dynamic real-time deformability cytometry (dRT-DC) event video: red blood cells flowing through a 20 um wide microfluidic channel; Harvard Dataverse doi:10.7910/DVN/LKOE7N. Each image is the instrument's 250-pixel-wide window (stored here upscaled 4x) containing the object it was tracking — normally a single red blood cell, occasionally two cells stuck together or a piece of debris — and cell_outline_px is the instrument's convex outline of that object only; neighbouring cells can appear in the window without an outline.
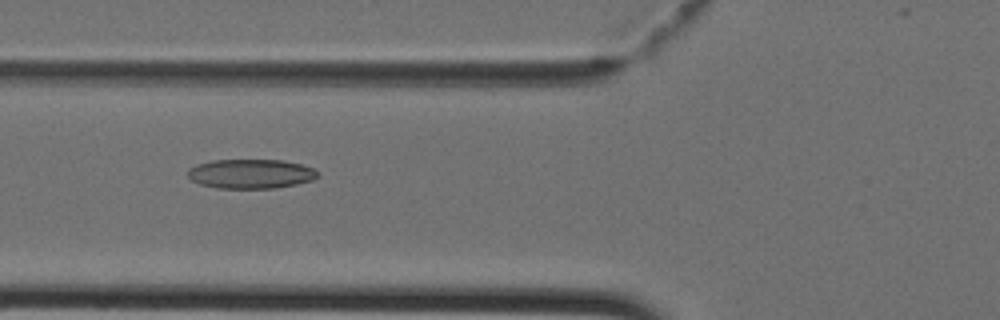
{"species": "Egyptian fruit bat (a non-hibernating species)", "species_latin": "Rousettus aegyptiacus", "temperature_condition": "cold", "stored_images_in_passage": 36, "camera_frame_rate_fps": 3000, "um_per_image_px": 0.085, "animal": {"sex": "female"}, "frame": {"image": 1, "passage_image": 9, "time_ms": 2.667, "image_size_px": [1000, 320], "cell_outline_px": [[316, 176], [308, 180], [292, 184], [268, 188], [228, 188], [204, 184], [196, 180], [188, 172], [192, 168], [200, 164], [220, 160], [276, 160], [296, 164], [308, 168], [316, 172]], "centroid_in_image_um": [21.31, 14.76], "position_along_channel_um": 104.5, "area_um2": 20.58}}
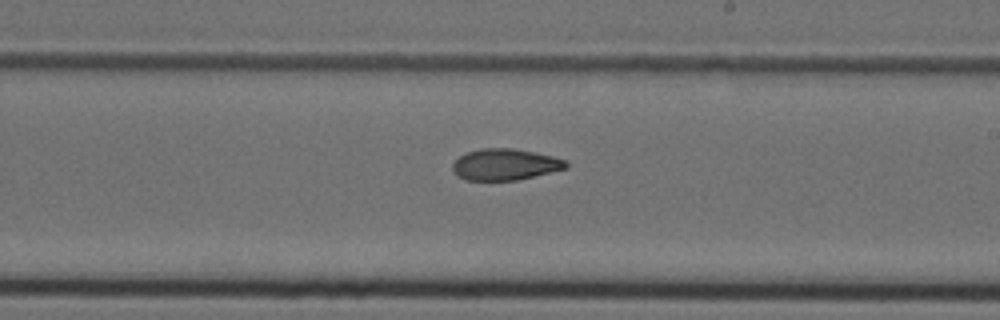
{"frame": {"image": 2, "passage_image": 18, "time_ms": 5.667, "image_size_px": [1000, 320], "cell_outline_px": [[568, 164], [564, 168], [532, 176], [512, 180], [468, 180], [460, 176], [456, 172], [456, 160], [460, 156], [472, 152], [528, 152], [548, 156], [564, 160]], "centroid_in_image_um": [42.96, 14.06], "position_along_channel_um": 246.0, "area_um2": 18.21}}
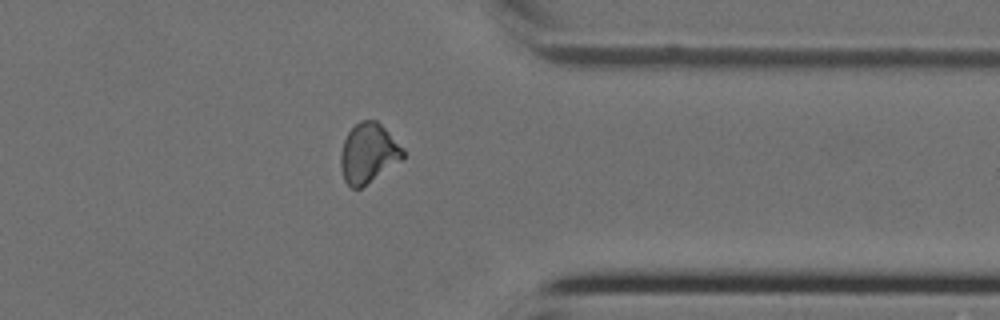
{"frame": {"image": 3, "passage_image": 27, "time_ms": 8.667, "image_size_px": [1000, 320], "cell_outline_px": [[404, 156], [360, 188], [352, 188], [348, 184], [344, 176], [344, 144], [348, 132], [356, 124], [364, 120], [376, 120], [404, 152]], "centroid_in_image_um": [31.32, 13.0], "position_along_channel_um": 380.1, "area_um2": 19.77}}